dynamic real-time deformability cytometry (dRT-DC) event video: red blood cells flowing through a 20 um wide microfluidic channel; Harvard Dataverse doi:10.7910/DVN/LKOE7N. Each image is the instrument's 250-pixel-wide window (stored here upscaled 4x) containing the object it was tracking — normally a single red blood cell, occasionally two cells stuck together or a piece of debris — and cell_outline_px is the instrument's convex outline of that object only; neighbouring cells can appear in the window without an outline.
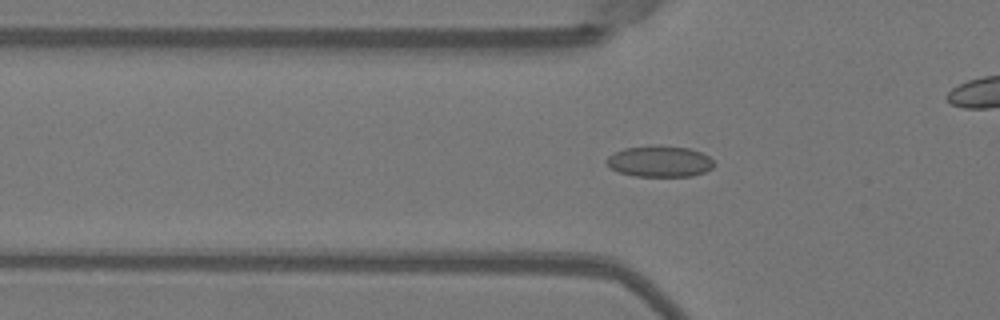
{"species": "Egyptian fruit bat (a non-hibernating species)", "species_latin": "Rousettus aegyptiacus", "temperature_condition": "warm", "stored_images_in_passage": 52, "camera_frame_rate_fps": 3000, "um_per_image_px": 0.085, "animal": {"sex": "female"}, "frame": {"image": 1, "passage_image": 17, "time_ms": 5.333, "image_size_px": [1000, 320], "cell_outline_px": [[716, 164], [712, 168], [704, 172], [692, 176], [636, 176], [620, 172], [612, 168], [604, 160], [608, 156], [624, 148], [660, 144], [692, 148], [708, 156]], "centroid_in_image_um": [56.1, 13.7], "position_along_channel_um": 69.7, "area_um2": 19.65}}
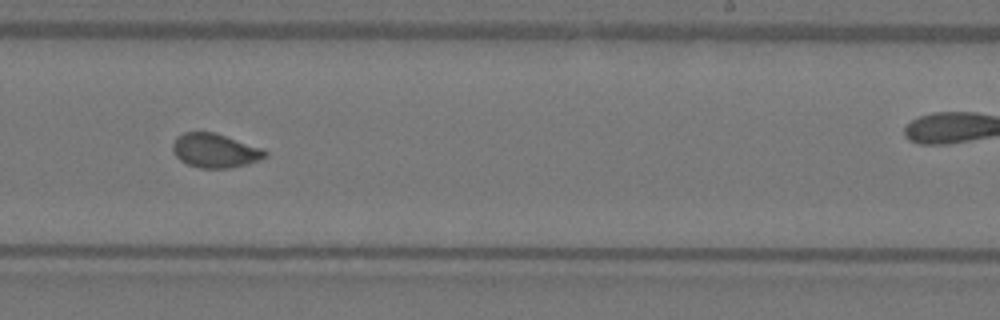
{"frame": {"image": 2, "passage_image": 32, "time_ms": 10.333, "image_size_px": [1000, 320], "cell_outline_px": [[268, 156], [248, 164], [228, 168], [200, 168], [188, 164], [180, 160], [172, 152], [172, 144], [176, 136], [184, 132], [212, 132], [264, 148], [268, 152]], "centroid_in_image_um": [18.27, 12.8], "position_along_channel_um": 270.7, "area_um2": 18.44}}
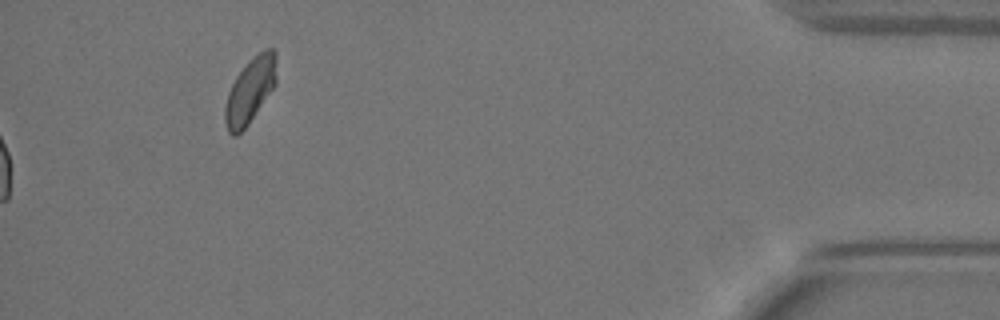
{"frame": {"image": 3, "passage_image": 52, "time_ms": 17.0, "image_size_px": [1000, 320], "cell_outline_px": [[276, 84], [248, 124], [236, 136], [232, 136], [228, 132], [224, 120], [224, 108], [228, 92], [236, 76], [248, 60], [252, 56], [264, 48], [272, 48], [276, 52]], "centroid_in_image_um": [21.25, 7.67], "position_along_channel_um": 413.9, "area_um2": 19.71}}